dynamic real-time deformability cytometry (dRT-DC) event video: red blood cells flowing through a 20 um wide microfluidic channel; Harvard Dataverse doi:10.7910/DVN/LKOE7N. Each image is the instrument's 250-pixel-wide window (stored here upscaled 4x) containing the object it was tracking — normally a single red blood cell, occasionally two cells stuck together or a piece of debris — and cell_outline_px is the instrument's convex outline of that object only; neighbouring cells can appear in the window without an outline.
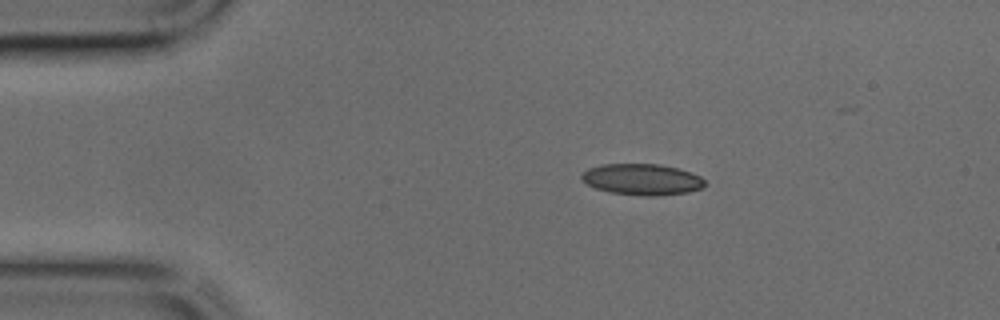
{"species": "common noctule bat (a hibernating species)", "species_latin": "Nyctalus noctula", "temperature_condition": "cold", "stored_images_in_passage": 32, "camera_frame_rate_fps": 3000, "um_per_image_px": 0.085, "animal": {"sex": "male", "body_mass_g": 17.9, "forearm_length_mm": 54.2}, "frame": {"image": 1, "passage_image": 1, "time_ms": 0.0, "image_size_px": [1000, 320], "cell_outline_px": [[708, 184], [704, 188], [688, 192], [656, 196], [644, 196], [608, 192], [596, 188], [580, 180], [580, 176], [588, 168], [604, 164], [656, 164], [676, 168], [700, 176]], "centroid_in_image_um": [54.57, 15.26], "position_along_channel_um": 30.4, "area_um2": 22.43}}
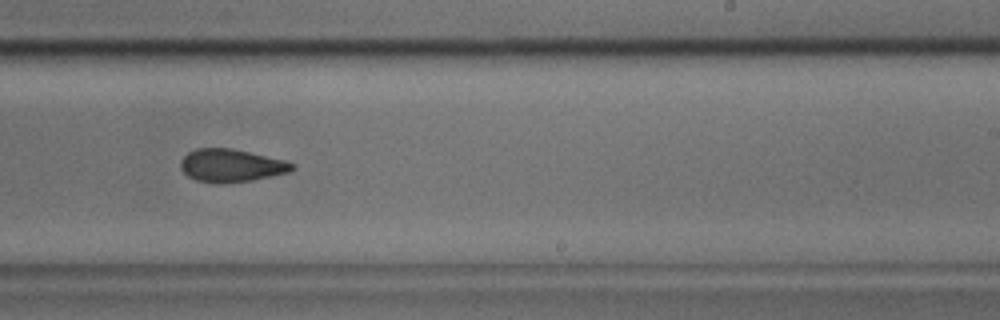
{"frame": {"image": 2, "passage_image": 20, "time_ms": 6.333, "image_size_px": [1000, 320], "cell_outline_px": [[296, 168], [288, 172], [252, 180], [220, 184], [196, 180], [188, 176], [180, 168], [180, 160], [188, 152], [196, 148], [232, 148], [284, 160], [292, 164]], "centroid_in_image_um": [19.61, 14.07], "position_along_channel_um": 269.4, "area_um2": 21.27}}
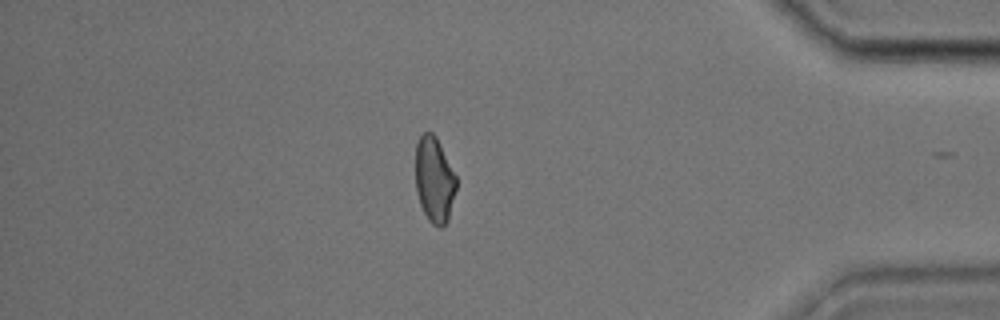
{"frame": {"image": 3, "passage_image": 31, "time_ms": 10.0, "image_size_px": [1000, 320], "cell_outline_px": [[456, 188], [448, 220], [440, 228], [432, 224], [428, 220], [420, 204], [416, 192], [416, 144], [420, 136], [424, 132], [432, 132], [436, 136], [456, 176]], "centroid_in_image_um": [36.91, 15.28], "position_along_channel_um": 398.3, "area_um2": 20.23}}